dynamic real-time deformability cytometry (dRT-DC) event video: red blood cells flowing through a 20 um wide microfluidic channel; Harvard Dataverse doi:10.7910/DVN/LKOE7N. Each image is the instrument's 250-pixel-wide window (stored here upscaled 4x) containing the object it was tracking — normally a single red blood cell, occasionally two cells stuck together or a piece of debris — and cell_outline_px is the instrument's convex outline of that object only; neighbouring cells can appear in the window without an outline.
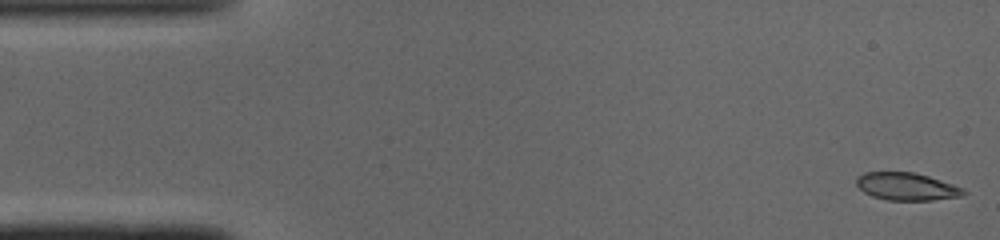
{"species": "common noctule bat (a hibernating species)", "species_latin": "Nyctalus noctula", "temperature_condition": "cold", "stored_images_in_passage": 8, "camera_frame_rate_fps": 3000, "um_per_image_px": 0.085, "animal": {"sex": "male", "body_mass_g": 19.0, "forearm_length_mm": 50.8}, "frame": {"image": 1, "passage_image": 1, "time_ms": 0.0, "image_size_px": [1000, 240], "cell_outline_px": [[968, 192], [960, 196], [932, 200], [888, 200], [872, 196], [864, 192], [856, 184], [856, 180], [864, 172], [912, 172], [928, 176], [964, 188]], "centroid_in_image_um": [77.07, 15.85], "position_along_channel_um": 7.9, "area_um2": 17.05}}